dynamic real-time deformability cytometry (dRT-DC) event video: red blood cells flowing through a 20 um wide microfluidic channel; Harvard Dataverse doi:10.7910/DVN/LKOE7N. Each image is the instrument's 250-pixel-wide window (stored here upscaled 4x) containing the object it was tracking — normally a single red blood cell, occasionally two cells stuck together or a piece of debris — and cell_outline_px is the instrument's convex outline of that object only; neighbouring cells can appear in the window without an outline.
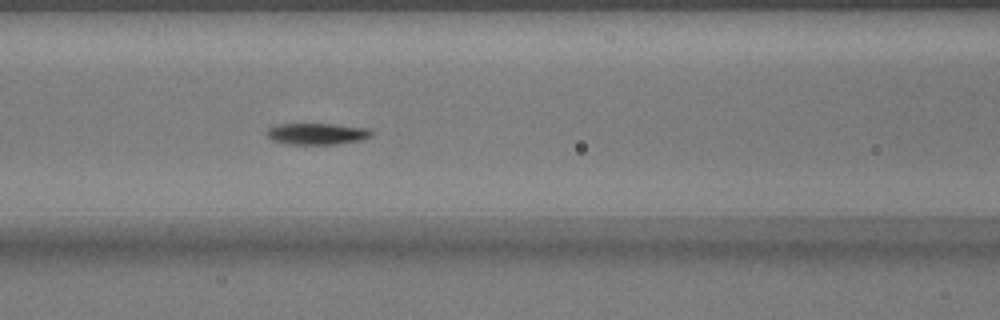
{"species": "common noctule bat (a hibernating species)", "species_latin": "Nyctalus noctula", "temperature_condition": "warm", "stored_images_in_passage": 53, "segment_of_instrument_passage": [1, 2], "camera_frame_rate_fps": 3000, "um_per_image_px": 0.085, "animal": {"sex": "male", "body_mass_g": 17.9}, "frame": {"image": 1, "passage_image": 24, "time_ms": 7.667, "image_size_px": [1000, 320], "cell_outline_px": [[372, 136], [360, 140], [336, 144], [288, 144], [272, 140], [264, 132], [268, 128], [276, 124], [332, 124], [368, 128], [372, 132]], "centroid_in_image_um": [26.91, 11.37], "position_along_channel_um": 139.7, "area_um2": 13.06}}
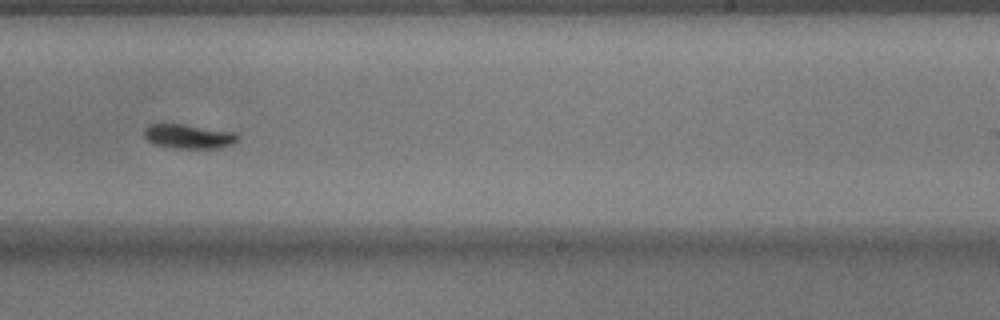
{"frame": {"image": 2, "passage_image": 34, "time_ms": 11.0, "image_size_px": [1000, 320], "cell_outline_px": [[240, 136], [232, 144], [220, 148], [172, 148], [152, 144], [144, 136], [144, 128], [148, 124], [184, 124], [236, 132]], "centroid_in_image_um": [16.02, 11.59], "position_along_channel_um": 273.0, "area_um2": 13.41}}
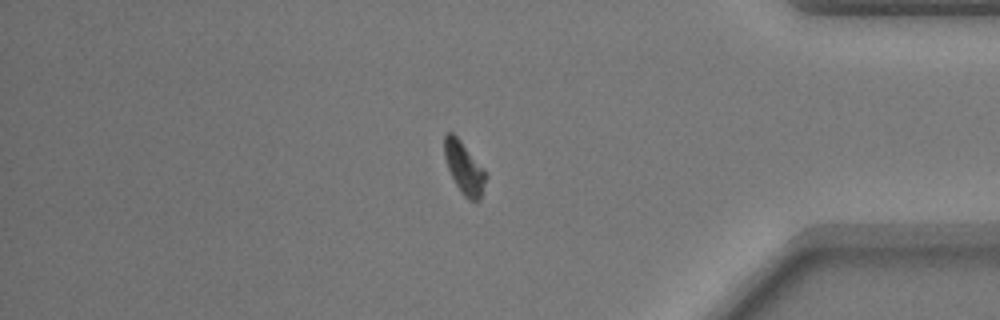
{"frame": {"image": 3, "passage_image": 45, "time_ms": 14.667, "image_size_px": [1000, 320], "cell_outline_px": [[488, 176], [480, 200], [476, 204], [468, 200], [464, 196], [456, 184], [448, 168], [444, 156], [444, 136], [448, 132], [452, 132], [460, 140], [484, 168]], "centroid_in_image_um": [39.49, 14.32], "position_along_channel_um": 395.7, "area_um2": 12.72}}